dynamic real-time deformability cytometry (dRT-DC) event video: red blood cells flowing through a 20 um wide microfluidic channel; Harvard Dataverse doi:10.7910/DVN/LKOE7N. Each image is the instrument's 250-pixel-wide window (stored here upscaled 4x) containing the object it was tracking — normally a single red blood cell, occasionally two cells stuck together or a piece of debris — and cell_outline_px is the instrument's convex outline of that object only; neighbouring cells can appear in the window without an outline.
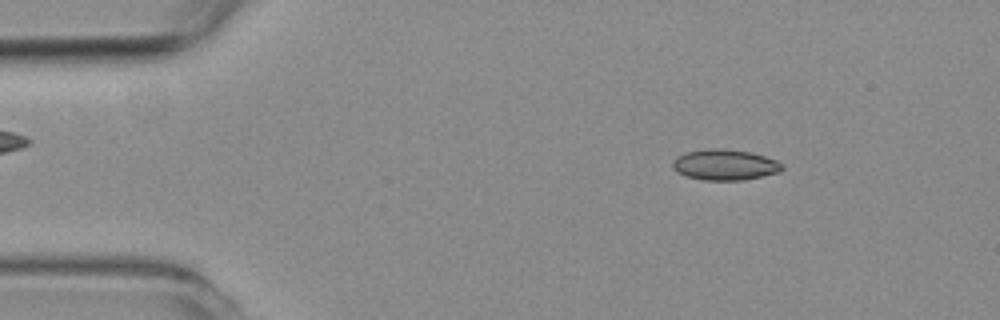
{"species": "common noctule bat (a hibernating species)", "species_latin": "Nyctalus noctula", "temperature_condition": "room temperature", "stored_images_in_passage": 53, "camera_frame_rate_fps": 3000, "um_per_image_px": 0.085, "animal": {"sex": "female", "body_mass_g": 19.3, "forearm_length_mm": 54.1}, "frame": {"image": 1, "passage_image": 7, "time_ms": 2.0, "image_size_px": [1000, 320], "cell_outline_px": [[784, 168], [780, 172], [744, 180], [704, 180], [684, 176], [676, 172], [672, 168], [672, 160], [676, 156], [684, 152], [712, 148], [724, 148], [752, 152], [776, 160], [784, 164]], "centroid_in_image_um": [61.59, 14.0], "position_along_channel_um": 23.4, "area_um2": 20.0}}
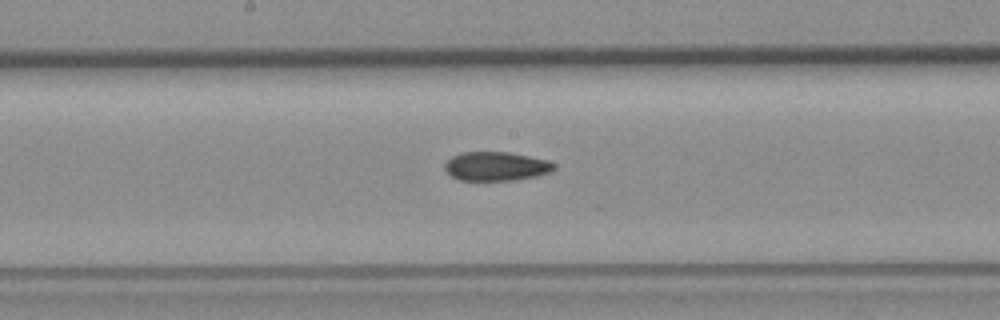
{"frame": {"image": 2, "passage_image": 27, "time_ms": 8.667, "image_size_px": [1000, 320], "cell_outline_px": [[556, 168], [552, 172], [536, 176], [516, 180], [460, 180], [452, 176], [444, 168], [444, 164], [452, 156], [460, 152], [508, 152], [548, 160], [556, 164]], "centroid_in_image_um": [42.2, 14.13], "position_along_channel_um": 206.0, "area_um2": 18.5}}
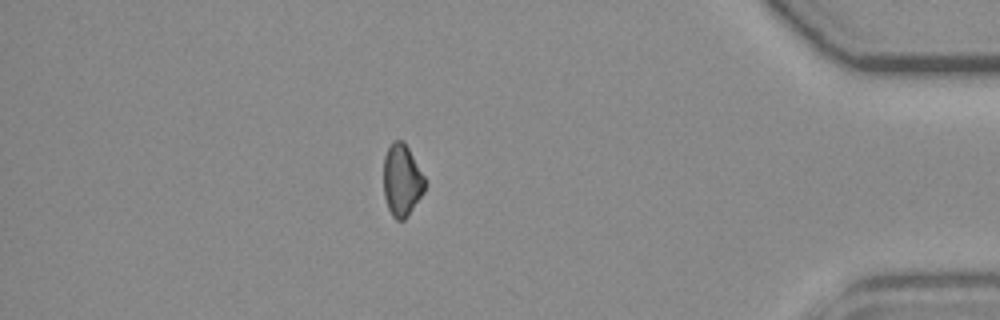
{"frame": {"image": 3, "passage_image": 46, "time_ms": 15.0, "image_size_px": [1000, 320], "cell_outline_px": [[424, 192], [408, 216], [404, 220], [396, 220], [392, 216], [388, 208], [384, 196], [384, 156], [392, 140], [404, 140], [424, 176]], "centroid_in_image_um": [34.15, 15.32], "position_along_channel_um": 401.1, "area_um2": 17.34}}